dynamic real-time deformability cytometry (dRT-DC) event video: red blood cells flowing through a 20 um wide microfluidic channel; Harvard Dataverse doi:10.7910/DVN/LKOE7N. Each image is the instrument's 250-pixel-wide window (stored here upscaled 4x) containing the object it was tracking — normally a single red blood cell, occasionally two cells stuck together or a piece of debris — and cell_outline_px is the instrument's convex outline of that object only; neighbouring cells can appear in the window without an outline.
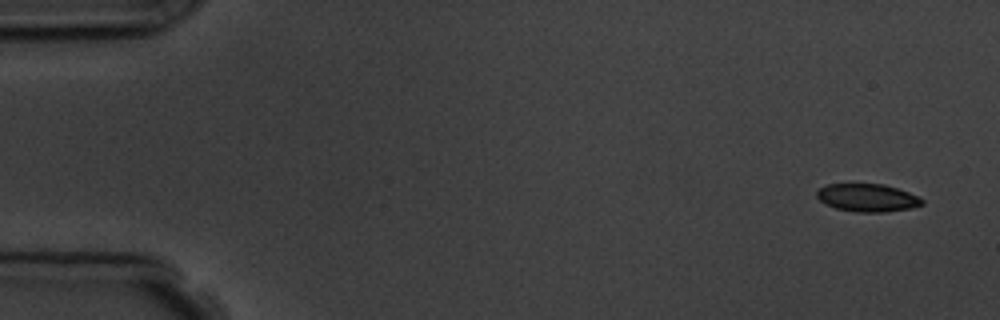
{"species": "common noctule bat (a hibernating species)", "species_latin": "Nyctalus noctula", "temperature_condition": "room temperature", "stored_images_in_passage": 5, "camera_frame_rate_fps": 3000, "um_per_image_px": 0.085, "animal": {"sex": "male", "body_mass_g": 19.5, "forearm_length_mm": 54.6}, "frame": {"image": 1, "passage_image": 1, "time_ms": 0.0, "image_size_px": [1000, 320], "cell_outline_px": [[924, 204], [912, 208], [884, 212], [856, 212], [836, 208], [820, 200], [816, 196], [816, 192], [820, 188], [828, 184], [884, 184], [920, 196], [924, 200]], "centroid_in_image_um": [73.77, 16.81], "position_along_channel_um": 11.2, "area_um2": 17.05}}
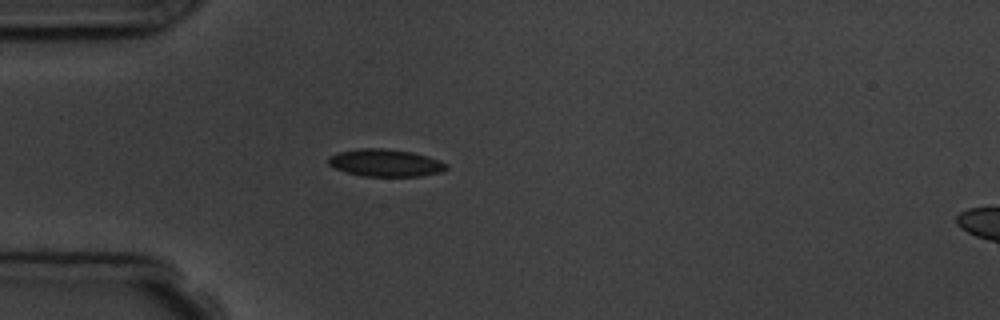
{"frame": {"image": 2, "passage_image": 5, "time_ms": 4.333, "image_size_px": [1000, 320], "cell_outline_px": [[448, 168], [440, 172], [420, 176], [364, 176], [348, 172], [336, 168], [328, 164], [328, 156], [340, 152], [360, 148], [384, 148], [412, 152], [428, 156], [440, 160], [448, 164]], "centroid_in_image_um": [32.79, 13.83], "position_along_channel_um": 52.2, "area_um2": 18.73}}